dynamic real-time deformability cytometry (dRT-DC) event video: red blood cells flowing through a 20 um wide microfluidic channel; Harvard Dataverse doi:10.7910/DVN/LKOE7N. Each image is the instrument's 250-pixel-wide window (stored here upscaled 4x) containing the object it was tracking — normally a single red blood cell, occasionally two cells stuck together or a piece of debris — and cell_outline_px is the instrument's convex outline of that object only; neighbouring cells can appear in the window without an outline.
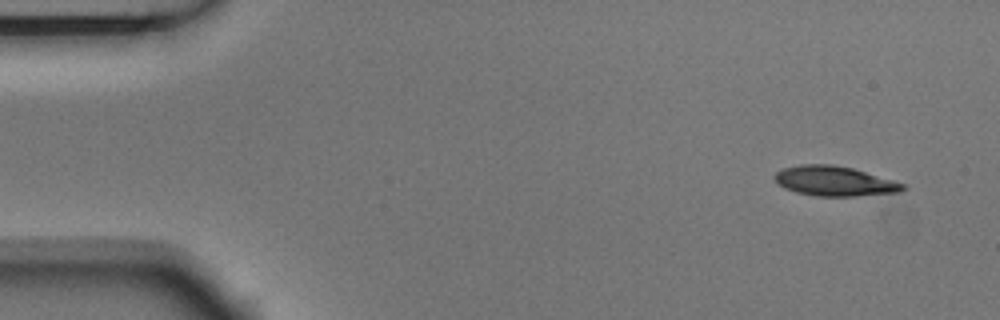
{"species": "Egyptian fruit bat (a non-hibernating species)", "species_latin": "Rousettus aegyptiacus", "temperature_condition": "room temperature", "stored_images_in_passage": 4, "camera_frame_rate_fps": 3000, "um_per_image_px": 0.085, "animal": {"sex": "male"}, "frame": {"image": 1, "passage_image": 1, "time_ms": 0.0, "image_size_px": [1000, 320], "cell_outline_px": [[908, 188], [900, 192], [856, 196], [816, 196], [796, 192], [784, 188], [776, 184], [772, 176], [776, 172], [784, 168], [800, 164], [832, 164], [852, 168], [892, 180], [904, 184]], "centroid_in_image_um": [70.89, 15.39], "position_along_channel_um": 14.1, "area_um2": 22.37}}
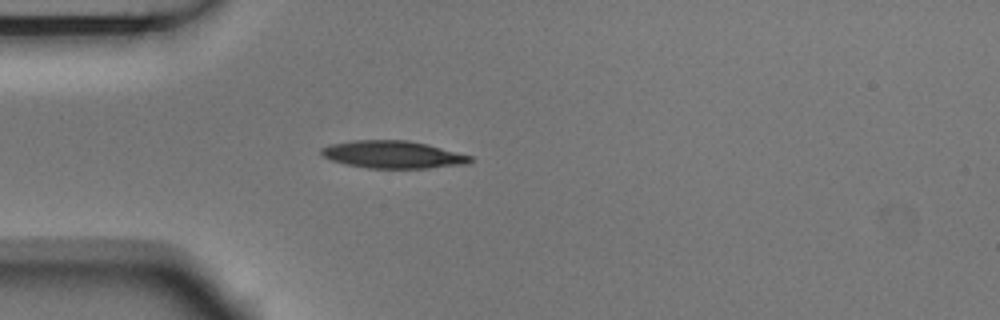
{"frame": {"image": 2, "passage_image": 4, "time_ms": 1.0, "image_size_px": [1000, 320], "cell_outline_px": [[472, 160], [464, 164], [428, 168], [368, 168], [344, 164], [332, 160], [324, 156], [320, 152], [320, 148], [332, 144], [352, 140], [408, 140], [428, 144], [472, 156]], "centroid_in_image_um": [33.38, 13.13], "position_along_channel_um": 51.6, "area_um2": 23.76}}